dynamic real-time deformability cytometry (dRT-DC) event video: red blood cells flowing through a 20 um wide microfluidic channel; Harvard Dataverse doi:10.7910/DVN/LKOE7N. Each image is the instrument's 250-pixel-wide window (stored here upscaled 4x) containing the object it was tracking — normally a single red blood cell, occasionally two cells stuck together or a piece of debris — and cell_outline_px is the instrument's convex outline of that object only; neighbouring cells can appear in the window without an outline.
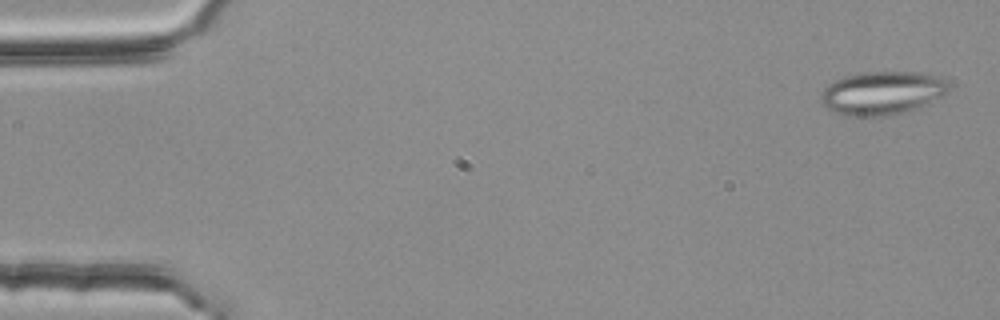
{"species": "common noctule bat (a hibernating species)", "species_latin": "Nyctalus noctula", "temperature_condition": "room temperature", "stored_images_in_passage": 5, "camera_frame_rate_fps": 3000, "um_per_image_px": 0.085, "animal": {"sex": "female", "body_mass_g": 25.1}, "frame": {"image": 1, "passage_image": 1, "time_ms": 0.0, "image_size_px": [1000, 320], "cell_outline_px": [[952, 84], [948, 92], [944, 96], [904, 112], [888, 116], [844, 116], [820, 104], [820, 92], [832, 80], [844, 76], [860, 72], [916, 72], [940, 76], [948, 80]], "centroid_in_image_um": [74.98, 7.89], "position_along_channel_um": 10.0, "area_um2": 32.83}}